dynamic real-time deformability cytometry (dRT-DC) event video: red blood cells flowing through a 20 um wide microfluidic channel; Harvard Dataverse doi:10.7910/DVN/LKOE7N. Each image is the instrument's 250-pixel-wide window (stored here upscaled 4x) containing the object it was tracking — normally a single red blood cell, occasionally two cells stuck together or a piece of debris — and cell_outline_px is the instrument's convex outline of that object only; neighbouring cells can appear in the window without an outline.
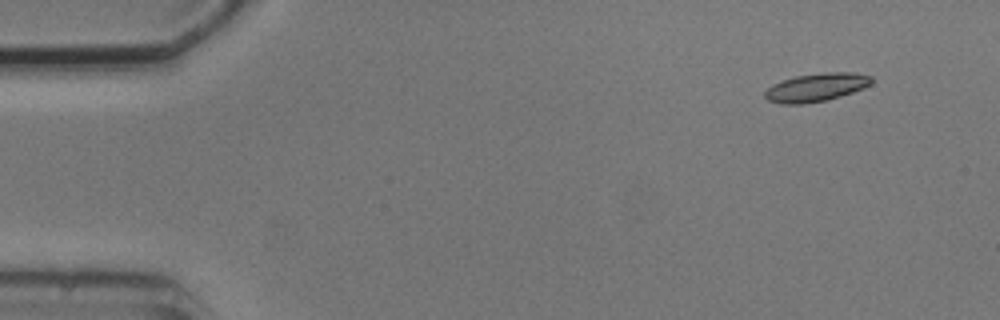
{"species": "common noctule bat (a hibernating species)", "species_latin": "Nyctalus noctula", "temperature_condition": "cold", "stored_images_in_passage": 5, "camera_frame_rate_fps": 3000, "um_per_image_px": 0.085, "animal": {"sex": "male", "body_mass_g": 20.5, "forearm_length_mm": 52.5}, "frame": {"image": 1, "passage_image": 2, "time_ms": 1.333, "image_size_px": [1000, 320], "cell_outline_px": [[872, 84], [864, 88], [828, 100], [804, 104], [780, 104], [768, 100], [764, 96], [764, 92], [772, 84], [796, 76], [828, 72], [852, 72], [872, 76]], "centroid_in_image_um": [69.38, 7.43], "position_along_channel_um": 15.6, "area_um2": 17.57}}
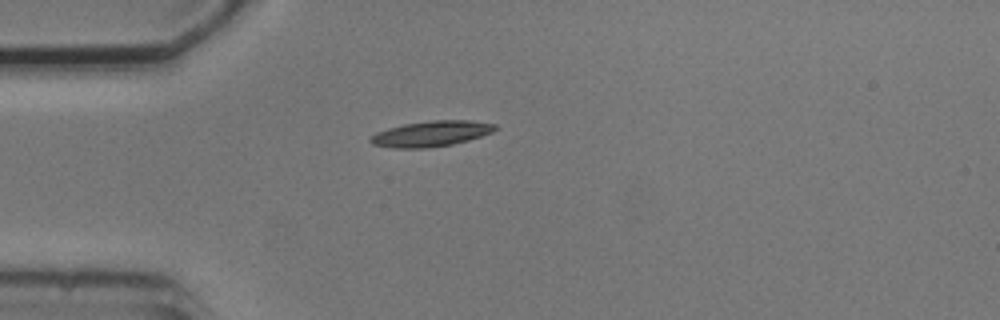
{"frame": {"image": 2, "passage_image": 5, "time_ms": 4.667, "image_size_px": [1000, 320], "cell_outline_px": [[496, 128], [492, 132], [468, 140], [452, 144], [428, 148], [392, 148], [372, 144], [368, 140], [376, 132], [388, 128], [404, 124], [432, 120], [468, 120], [496, 124]], "centroid_in_image_um": [36.62, 11.37], "position_along_channel_um": 48.4, "area_um2": 18.5}}